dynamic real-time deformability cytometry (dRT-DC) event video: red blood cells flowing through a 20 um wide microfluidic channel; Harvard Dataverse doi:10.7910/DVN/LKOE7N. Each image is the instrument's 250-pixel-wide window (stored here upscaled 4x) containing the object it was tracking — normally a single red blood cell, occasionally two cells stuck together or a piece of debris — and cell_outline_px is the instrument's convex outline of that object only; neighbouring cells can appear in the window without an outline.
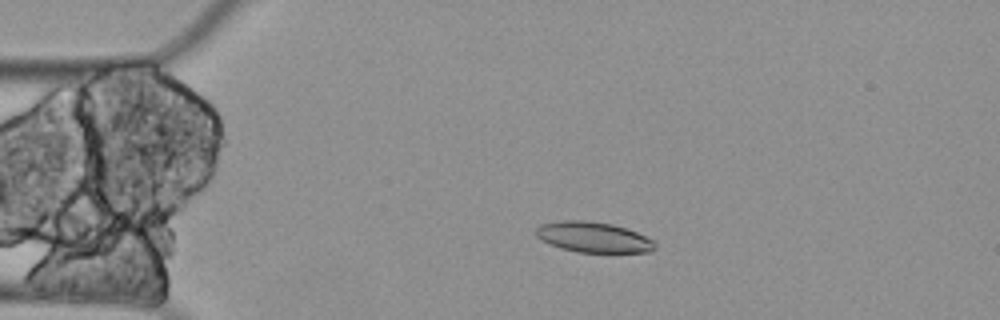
{"species": "Egyptian fruit bat (a non-hibernating species)", "species_latin": "Rousettus aegyptiacus", "temperature_condition": "cold", "stored_images_in_passage": 53, "camera_frame_rate_fps": 3000, "um_per_image_px": 0.085, "animal": {"sex": "female"}, "frame": {"image": 1, "passage_image": 12, "time_ms": 3.667, "image_size_px": [1000, 320], "cell_outline_px": [[656, 248], [652, 252], [576, 252], [560, 248], [548, 244], [540, 240], [536, 236], [536, 228], [540, 224], [560, 220], [584, 220], [612, 224], [636, 232], [652, 240], [656, 244]], "centroid_in_image_um": [50.39, 20.16], "position_along_channel_um": 34.6, "area_um2": 21.21}}
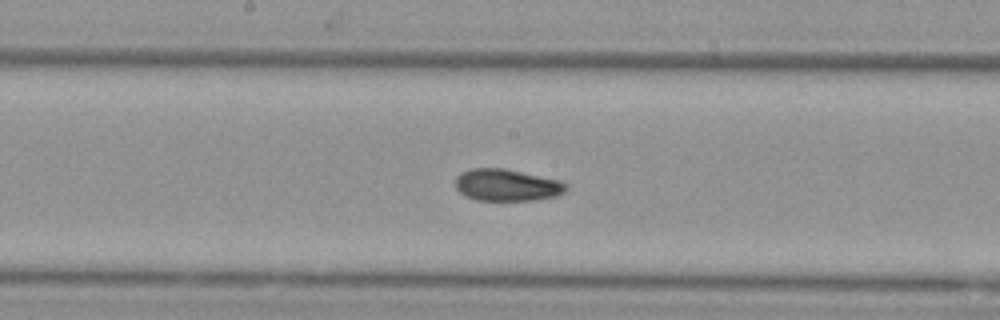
{"frame": {"image": 2, "passage_image": 30, "time_ms": 9.667, "image_size_px": [1000, 320], "cell_outline_px": [[568, 188], [564, 192], [556, 196], [536, 200], [476, 200], [464, 196], [456, 188], [456, 176], [460, 172], [472, 168], [504, 168], [560, 180], [568, 184]], "centroid_in_image_um": [43.08, 15.73], "position_along_channel_um": 205.1, "area_um2": 20.75}}
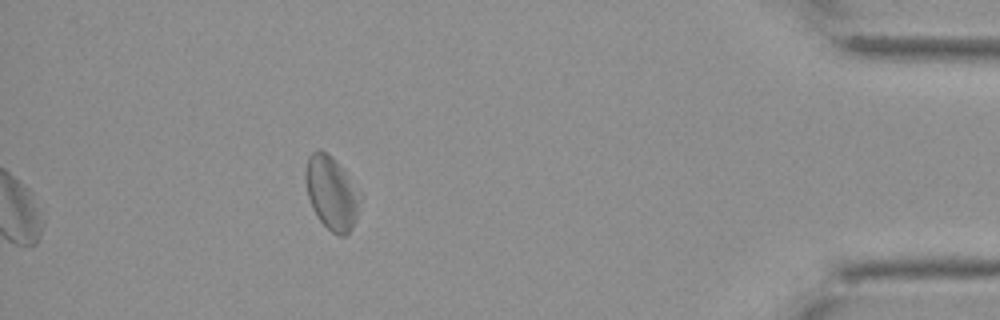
{"frame": {"image": 3, "passage_image": 53, "time_ms": 17.333, "image_size_px": [1000, 320], "cell_outline_px": [[360, 204], [352, 228], [344, 236], [340, 236], [332, 232], [316, 216], [312, 208], [308, 196], [304, 180], [304, 172], [308, 156], [316, 148], [320, 148], [328, 152], [332, 156], [344, 172]], "centroid_in_image_um": [28.08, 16.37], "position_along_channel_um": 407.1, "area_um2": 22.66}, "authors_computed_cell_mechanics": {"area_um2": 21.2126, "velocity_mm_per_s": 3.2911, "shape_relaxation_time_tau1_ms": 0.0366, "shape_relaxation_time_tau2_ms": 5.6532, "deformation_change_tau1": 0.0223, "deformation_change_tau2": 0.1123}}